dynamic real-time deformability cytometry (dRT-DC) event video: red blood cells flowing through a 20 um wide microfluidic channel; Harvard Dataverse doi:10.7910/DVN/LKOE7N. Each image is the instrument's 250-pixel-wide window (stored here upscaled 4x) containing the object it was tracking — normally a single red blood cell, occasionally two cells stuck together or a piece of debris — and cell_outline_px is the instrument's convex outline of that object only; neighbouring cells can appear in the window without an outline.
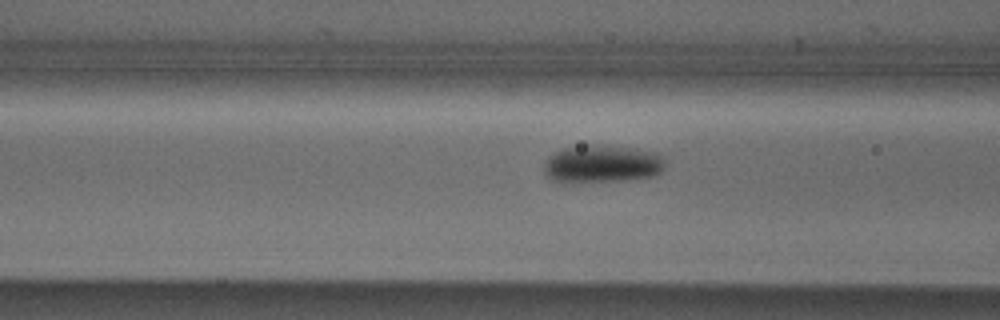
{"species": "Egyptian fruit bat (a non-hibernating species)", "species_latin": "Rousettus aegyptiacus", "temperature_condition": "cold", "stored_images_in_passage": 7, "camera_frame_rate_fps": 3000, "um_per_image_px": 0.085, "animal": {"sex": "male"}, "frame": {"image": 1, "passage_image": 5, "time_ms": 1.333, "image_size_px": [1000, 320], "cell_outline_px": [[664, 168], [656, 176], [628, 180], [568, 184], [564, 184], [552, 180], [544, 172], [544, 160], [552, 152], [564, 148], [584, 144], [592, 144], [636, 148], [656, 152], [664, 156]], "centroid_in_image_um": [51.14, 13.95], "position_along_channel_um": 115.5, "area_um2": 27.69}}